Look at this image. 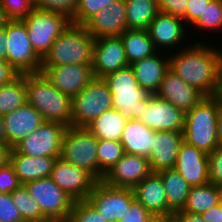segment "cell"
<instances>
[{
    "label": "cell",
    "instance_id": "obj_1",
    "mask_svg": "<svg viewBox=\"0 0 222 222\" xmlns=\"http://www.w3.org/2000/svg\"><path fill=\"white\" fill-rule=\"evenodd\" d=\"M209 46L202 41L169 53V68L185 83L205 97H214L218 90L220 47Z\"/></svg>",
    "mask_w": 222,
    "mask_h": 222
},
{
    "label": "cell",
    "instance_id": "obj_2",
    "mask_svg": "<svg viewBox=\"0 0 222 222\" xmlns=\"http://www.w3.org/2000/svg\"><path fill=\"white\" fill-rule=\"evenodd\" d=\"M27 103L46 122L72 126V98L56 89L42 73L24 74Z\"/></svg>",
    "mask_w": 222,
    "mask_h": 222
},
{
    "label": "cell",
    "instance_id": "obj_3",
    "mask_svg": "<svg viewBox=\"0 0 222 222\" xmlns=\"http://www.w3.org/2000/svg\"><path fill=\"white\" fill-rule=\"evenodd\" d=\"M222 108V100L205 97L192 110L185 112L183 139L207 154L217 147V120Z\"/></svg>",
    "mask_w": 222,
    "mask_h": 222
},
{
    "label": "cell",
    "instance_id": "obj_4",
    "mask_svg": "<svg viewBox=\"0 0 222 222\" xmlns=\"http://www.w3.org/2000/svg\"><path fill=\"white\" fill-rule=\"evenodd\" d=\"M94 38L83 25L70 24L42 59V67L92 65Z\"/></svg>",
    "mask_w": 222,
    "mask_h": 222
},
{
    "label": "cell",
    "instance_id": "obj_5",
    "mask_svg": "<svg viewBox=\"0 0 222 222\" xmlns=\"http://www.w3.org/2000/svg\"><path fill=\"white\" fill-rule=\"evenodd\" d=\"M98 139L87 127H67L61 145L60 158L87 171L98 181Z\"/></svg>",
    "mask_w": 222,
    "mask_h": 222
},
{
    "label": "cell",
    "instance_id": "obj_6",
    "mask_svg": "<svg viewBox=\"0 0 222 222\" xmlns=\"http://www.w3.org/2000/svg\"><path fill=\"white\" fill-rule=\"evenodd\" d=\"M113 108V98L103 78H94L72 98V126L88 127Z\"/></svg>",
    "mask_w": 222,
    "mask_h": 222
},
{
    "label": "cell",
    "instance_id": "obj_7",
    "mask_svg": "<svg viewBox=\"0 0 222 222\" xmlns=\"http://www.w3.org/2000/svg\"><path fill=\"white\" fill-rule=\"evenodd\" d=\"M8 62L18 74L41 73L42 59L34 51L27 27L22 20H8L5 24Z\"/></svg>",
    "mask_w": 222,
    "mask_h": 222
},
{
    "label": "cell",
    "instance_id": "obj_8",
    "mask_svg": "<svg viewBox=\"0 0 222 222\" xmlns=\"http://www.w3.org/2000/svg\"><path fill=\"white\" fill-rule=\"evenodd\" d=\"M22 21L27 27L30 43L41 59L48 53L54 41L71 24V21L61 14L36 8H33Z\"/></svg>",
    "mask_w": 222,
    "mask_h": 222
},
{
    "label": "cell",
    "instance_id": "obj_9",
    "mask_svg": "<svg viewBox=\"0 0 222 222\" xmlns=\"http://www.w3.org/2000/svg\"><path fill=\"white\" fill-rule=\"evenodd\" d=\"M24 185L47 219L68 221L75 201L50 177L29 181Z\"/></svg>",
    "mask_w": 222,
    "mask_h": 222
},
{
    "label": "cell",
    "instance_id": "obj_10",
    "mask_svg": "<svg viewBox=\"0 0 222 222\" xmlns=\"http://www.w3.org/2000/svg\"><path fill=\"white\" fill-rule=\"evenodd\" d=\"M134 199L132 188L115 187L99 180L86 200L109 222L123 218Z\"/></svg>",
    "mask_w": 222,
    "mask_h": 222
},
{
    "label": "cell",
    "instance_id": "obj_11",
    "mask_svg": "<svg viewBox=\"0 0 222 222\" xmlns=\"http://www.w3.org/2000/svg\"><path fill=\"white\" fill-rule=\"evenodd\" d=\"M67 126L57 122H44L14 149L27 156L60 158L61 145Z\"/></svg>",
    "mask_w": 222,
    "mask_h": 222
},
{
    "label": "cell",
    "instance_id": "obj_12",
    "mask_svg": "<svg viewBox=\"0 0 222 222\" xmlns=\"http://www.w3.org/2000/svg\"><path fill=\"white\" fill-rule=\"evenodd\" d=\"M154 131L183 132L185 112L155 94L148 95V106H143L138 119Z\"/></svg>",
    "mask_w": 222,
    "mask_h": 222
},
{
    "label": "cell",
    "instance_id": "obj_13",
    "mask_svg": "<svg viewBox=\"0 0 222 222\" xmlns=\"http://www.w3.org/2000/svg\"><path fill=\"white\" fill-rule=\"evenodd\" d=\"M50 178L74 201L86 200L97 182L87 171L57 158Z\"/></svg>",
    "mask_w": 222,
    "mask_h": 222
},
{
    "label": "cell",
    "instance_id": "obj_14",
    "mask_svg": "<svg viewBox=\"0 0 222 222\" xmlns=\"http://www.w3.org/2000/svg\"><path fill=\"white\" fill-rule=\"evenodd\" d=\"M41 73L56 89L71 98L95 78L92 65L86 64L41 67Z\"/></svg>",
    "mask_w": 222,
    "mask_h": 222
},
{
    "label": "cell",
    "instance_id": "obj_15",
    "mask_svg": "<svg viewBox=\"0 0 222 222\" xmlns=\"http://www.w3.org/2000/svg\"><path fill=\"white\" fill-rule=\"evenodd\" d=\"M129 66L120 36L94 39L92 69L94 77L103 78L109 73Z\"/></svg>",
    "mask_w": 222,
    "mask_h": 222
},
{
    "label": "cell",
    "instance_id": "obj_16",
    "mask_svg": "<svg viewBox=\"0 0 222 222\" xmlns=\"http://www.w3.org/2000/svg\"><path fill=\"white\" fill-rule=\"evenodd\" d=\"M152 173L148 158L124 153L104 175L102 181L115 187L133 188Z\"/></svg>",
    "mask_w": 222,
    "mask_h": 222
},
{
    "label": "cell",
    "instance_id": "obj_17",
    "mask_svg": "<svg viewBox=\"0 0 222 222\" xmlns=\"http://www.w3.org/2000/svg\"><path fill=\"white\" fill-rule=\"evenodd\" d=\"M186 29L189 28H186L182 18L159 12L151 22L148 33L158 51L163 50L167 53L169 50L171 53L172 48H181L184 39H188Z\"/></svg>",
    "mask_w": 222,
    "mask_h": 222
},
{
    "label": "cell",
    "instance_id": "obj_18",
    "mask_svg": "<svg viewBox=\"0 0 222 222\" xmlns=\"http://www.w3.org/2000/svg\"><path fill=\"white\" fill-rule=\"evenodd\" d=\"M3 120L5 144L10 149L46 122L43 116L27 102L10 114L3 116Z\"/></svg>",
    "mask_w": 222,
    "mask_h": 222
},
{
    "label": "cell",
    "instance_id": "obj_19",
    "mask_svg": "<svg viewBox=\"0 0 222 222\" xmlns=\"http://www.w3.org/2000/svg\"><path fill=\"white\" fill-rule=\"evenodd\" d=\"M83 26L94 39L121 36L128 30L125 0L112 2L108 8L94 15Z\"/></svg>",
    "mask_w": 222,
    "mask_h": 222
},
{
    "label": "cell",
    "instance_id": "obj_20",
    "mask_svg": "<svg viewBox=\"0 0 222 222\" xmlns=\"http://www.w3.org/2000/svg\"><path fill=\"white\" fill-rule=\"evenodd\" d=\"M191 186L209 183L208 154L183 141L174 167Z\"/></svg>",
    "mask_w": 222,
    "mask_h": 222
},
{
    "label": "cell",
    "instance_id": "obj_21",
    "mask_svg": "<svg viewBox=\"0 0 222 222\" xmlns=\"http://www.w3.org/2000/svg\"><path fill=\"white\" fill-rule=\"evenodd\" d=\"M134 197L157 219L173 216L158 173H151L133 188Z\"/></svg>",
    "mask_w": 222,
    "mask_h": 222
},
{
    "label": "cell",
    "instance_id": "obj_22",
    "mask_svg": "<svg viewBox=\"0 0 222 222\" xmlns=\"http://www.w3.org/2000/svg\"><path fill=\"white\" fill-rule=\"evenodd\" d=\"M155 95L161 99L167 100L184 112L192 110L205 98L201 92L185 83L170 69L165 73Z\"/></svg>",
    "mask_w": 222,
    "mask_h": 222
},
{
    "label": "cell",
    "instance_id": "obj_23",
    "mask_svg": "<svg viewBox=\"0 0 222 222\" xmlns=\"http://www.w3.org/2000/svg\"><path fill=\"white\" fill-rule=\"evenodd\" d=\"M183 132L155 131V139L148 158L152 173L175 167Z\"/></svg>",
    "mask_w": 222,
    "mask_h": 222
},
{
    "label": "cell",
    "instance_id": "obj_24",
    "mask_svg": "<svg viewBox=\"0 0 222 222\" xmlns=\"http://www.w3.org/2000/svg\"><path fill=\"white\" fill-rule=\"evenodd\" d=\"M162 52V53H161ZM158 51L154 55L136 61L130 65L137 79L138 85L149 94H155L169 68V51L164 55ZM164 56V57H163Z\"/></svg>",
    "mask_w": 222,
    "mask_h": 222
},
{
    "label": "cell",
    "instance_id": "obj_25",
    "mask_svg": "<svg viewBox=\"0 0 222 222\" xmlns=\"http://www.w3.org/2000/svg\"><path fill=\"white\" fill-rule=\"evenodd\" d=\"M55 161L54 157L27 156L18 153L14 148L9 153V163L21 184L50 177Z\"/></svg>",
    "mask_w": 222,
    "mask_h": 222
},
{
    "label": "cell",
    "instance_id": "obj_26",
    "mask_svg": "<svg viewBox=\"0 0 222 222\" xmlns=\"http://www.w3.org/2000/svg\"><path fill=\"white\" fill-rule=\"evenodd\" d=\"M155 131L138 120H127L121 137L124 153L149 158Z\"/></svg>",
    "mask_w": 222,
    "mask_h": 222
},
{
    "label": "cell",
    "instance_id": "obj_27",
    "mask_svg": "<svg viewBox=\"0 0 222 222\" xmlns=\"http://www.w3.org/2000/svg\"><path fill=\"white\" fill-rule=\"evenodd\" d=\"M113 98V108L119 110L126 120H138L143 106H148L149 93L140 86L137 89L109 90Z\"/></svg>",
    "mask_w": 222,
    "mask_h": 222
},
{
    "label": "cell",
    "instance_id": "obj_28",
    "mask_svg": "<svg viewBox=\"0 0 222 222\" xmlns=\"http://www.w3.org/2000/svg\"><path fill=\"white\" fill-rule=\"evenodd\" d=\"M124 50L128 64L150 57L158 52L148 30L128 29L122 33Z\"/></svg>",
    "mask_w": 222,
    "mask_h": 222
},
{
    "label": "cell",
    "instance_id": "obj_29",
    "mask_svg": "<svg viewBox=\"0 0 222 222\" xmlns=\"http://www.w3.org/2000/svg\"><path fill=\"white\" fill-rule=\"evenodd\" d=\"M158 174L164 185L168 207L174 213L181 211L186 204L191 186L175 168L160 171Z\"/></svg>",
    "mask_w": 222,
    "mask_h": 222
},
{
    "label": "cell",
    "instance_id": "obj_30",
    "mask_svg": "<svg viewBox=\"0 0 222 222\" xmlns=\"http://www.w3.org/2000/svg\"><path fill=\"white\" fill-rule=\"evenodd\" d=\"M127 120L117 109H109L96 118L87 128L98 140H121Z\"/></svg>",
    "mask_w": 222,
    "mask_h": 222
},
{
    "label": "cell",
    "instance_id": "obj_31",
    "mask_svg": "<svg viewBox=\"0 0 222 222\" xmlns=\"http://www.w3.org/2000/svg\"><path fill=\"white\" fill-rule=\"evenodd\" d=\"M127 28L148 30L159 13L157 0H125Z\"/></svg>",
    "mask_w": 222,
    "mask_h": 222
},
{
    "label": "cell",
    "instance_id": "obj_32",
    "mask_svg": "<svg viewBox=\"0 0 222 222\" xmlns=\"http://www.w3.org/2000/svg\"><path fill=\"white\" fill-rule=\"evenodd\" d=\"M220 203L219 186L214 184H204L191 187L182 212L192 214H202L209 208Z\"/></svg>",
    "mask_w": 222,
    "mask_h": 222
},
{
    "label": "cell",
    "instance_id": "obj_33",
    "mask_svg": "<svg viewBox=\"0 0 222 222\" xmlns=\"http://www.w3.org/2000/svg\"><path fill=\"white\" fill-rule=\"evenodd\" d=\"M24 74L0 86V116L10 114L27 102Z\"/></svg>",
    "mask_w": 222,
    "mask_h": 222
},
{
    "label": "cell",
    "instance_id": "obj_34",
    "mask_svg": "<svg viewBox=\"0 0 222 222\" xmlns=\"http://www.w3.org/2000/svg\"><path fill=\"white\" fill-rule=\"evenodd\" d=\"M123 154L124 150L121 142L98 140V181L103 179L107 171L122 158Z\"/></svg>",
    "mask_w": 222,
    "mask_h": 222
},
{
    "label": "cell",
    "instance_id": "obj_35",
    "mask_svg": "<svg viewBox=\"0 0 222 222\" xmlns=\"http://www.w3.org/2000/svg\"><path fill=\"white\" fill-rule=\"evenodd\" d=\"M11 197L24 222H37L47 219L43 215L39 204L30 196L24 184H21L13 191Z\"/></svg>",
    "mask_w": 222,
    "mask_h": 222
},
{
    "label": "cell",
    "instance_id": "obj_36",
    "mask_svg": "<svg viewBox=\"0 0 222 222\" xmlns=\"http://www.w3.org/2000/svg\"><path fill=\"white\" fill-rule=\"evenodd\" d=\"M194 29L201 31H216L222 30V0H211L206 6L203 14L191 26ZM222 32V31H221Z\"/></svg>",
    "mask_w": 222,
    "mask_h": 222
},
{
    "label": "cell",
    "instance_id": "obj_37",
    "mask_svg": "<svg viewBox=\"0 0 222 222\" xmlns=\"http://www.w3.org/2000/svg\"><path fill=\"white\" fill-rule=\"evenodd\" d=\"M80 0H33V7L65 16L73 20Z\"/></svg>",
    "mask_w": 222,
    "mask_h": 222
},
{
    "label": "cell",
    "instance_id": "obj_38",
    "mask_svg": "<svg viewBox=\"0 0 222 222\" xmlns=\"http://www.w3.org/2000/svg\"><path fill=\"white\" fill-rule=\"evenodd\" d=\"M109 90L137 89L139 87L132 68L129 66L103 77Z\"/></svg>",
    "mask_w": 222,
    "mask_h": 222
},
{
    "label": "cell",
    "instance_id": "obj_39",
    "mask_svg": "<svg viewBox=\"0 0 222 222\" xmlns=\"http://www.w3.org/2000/svg\"><path fill=\"white\" fill-rule=\"evenodd\" d=\"M114 1L116 0H80L71 24L84 25L90 18L108 8Z\"/></svg>",
    "mask_w": 222,
    "mask_h": 222
},
{
    "label": "cell",
    "instance_id": "obj_40",
    "mask_svg": "<svg viewBox=\"0 0 222 222\" xmlns=\"http://www.w3.org/2000/svg\"><path fill=\"white\" fill-rule=\"evenodd\" d=\"M67 222H107L87 201H75Z\"/></svg>",
    "mask_w": 222,
    "mask_h": 222
},
{
    "label": "cell",
    "instance_id": "obj_41",
    "mask_svg": "<svg viewBox=\"0 0 222 222\" xmlns=\"http://www.w3.org/2000/svg\"><path fill=\"white\" fill-rule=\"evenodd\" d=\"M0 8L8 20H22L33 10V0H0Z\"/></svg>",
    "mask_w": 222,
    "mask_h": 222
},
{
    "label": "cell",
    "instance_id": "obj_42",
    "mask_svg": "<svg viewBox=\"0 0 222 222\" xmlns=\"http://www.w3.org/2000/svg\"><path fill=\"white\" fill-rule=\"evenodd\" d=\"M0 221L24 222L11 193H0Z\"/></svg>",
    "mask_w": 222,
    "mask_h": 222
},
{
    "label": "cell",
    "instance_id": "obj_43",
    "mask_svg": "<svg viewBox=\"0 0 222 222\" xmlns=\"http://www.w3.org/2000/svg\"><path fill=\"white\" fill-rule=\"evenodd\" d=\"M157 220L139 201L134 199L126 215L117 222H157Z\"/></svg>",
    "mask_w": 222,
    "mask_h": 222
},
{
    "label": "cell",
    "instance_id": "obj_44",
    "mask_svg": "<svg viewBox=\"0 0 222 222\" xmlns=\"http://www.w3.org/2000/svg\"><path fill=\"white\" fill-rule=\"evenodd\" d=\"M209 183L222 185V146L208 154Z\"/></svg>",
    "mask_w": 222,
    "mask_h": 222
},
{
    "label": "cell",
    "instance_id": "obj_45",
    "mask_svg": "<svg viewBox=\"0 0 222 222\" xmlns=\"http://www.w3.org/2000/svg\"><path fill=\"white\" fill-rule=\"evenodd\" d=\"M20 185L21 183L9 162L0 167V193H12Z\"/></svg>",
    "mask_w": 222,
    "mask_h": 222
},
{
    "label": "cell",
    "instance_id": "obj_46",
    "mask_svg": "<svg viewBox=\"0 0 222 222\" xmlns=\"http://www.w3.org/2000/svg\"><path fill=\"white\" fill-rule=\"evenodd\" d=\"M189 0H157L159 12L180 17L185 23V13Z\"/></svg>",
    "mask_w": 222,
    "mask_h": 222
},
{
    "label": "cell",
    "instance_id": "obj_47",
    "mask_svg": "<svg viewBox=\"0 0 222 222\" xmlns=\"http://www.w3.org/2000/svg\"><path fill=\"white\" fill-rule=\"evenodd\" d=\"M210 2L211 0H189L185 13V25H188L187 28L199 19Z\"/></svg>",
    "mask_w": 222,
    "mask_h": 222
},
{
    "label": "cell",
    "instance_id": "obj_48",
    "mask_svg": "<svg viewBox=\"0 0 222 222\" xmlns=\"http://www.w3.org/2000/svg\"><path fill=\"white\" fill-rule=\"evenodd\" d=\"M18 75L8 62L0 59V86L10 83Z\"/></svg>",
    "mask_w": 222,
    "mask_h": 222
},
{
    "label": "cell",
    "instance_id": "obj_49",
    "mask_svg": "<svg viewBox=\"0 0 222 222\" xmlns=\"http://www.w3.org/2000/svg\"><path fill=\"white\" fill-rule=\"evenodd\" d=\"M201 215L206 222H222V203L209 208Z\"/></svg>",
    "mask_w": 222,
    "mask_h": 222
},
{
    "label": "cell",
    "instance_id": "obj_50",
    "mask_svg": "<svg viewBox=\"0 0 222 222\" xmlns=\"http://www.w3.org/2000/svg\"><path fill=\"white\" fill-rule=\"evenodd\" d=\"M181 222H206L201 214L178 211L174 214Z\"/></svg>",
    "mask_w": 222,
    "mask_h": 222
},
{
    "label": "cell",
    "instance_id": "obj_51",
    "mask_svg": "<svg viewBox=\"0 0 222 222\" xmlns=\"http://www.w3.org/2000/svg\"><path fill=\"white\" fill-rule=\"evenodd\" d=\"M7 37H6V30L5 26L0 29V59L6 60L7 54Z\"/></svg>",
    "mask_w": 222,
    "mask_h": 222
},
{
    "label": "cell",
    "instance_id": "obj_52",
    "mask_svg": "<svg viewBox=\"0 0 222 222\" xmlns=\"http://www.w3.org/2000/svg\"><path fill=\"white\" fill-rule=\"evenodd\" d=\"M10 150L11 149L6 144L0 143V167L9 162Z\"/></svg>",
    "mask_w": 222,
    "mask_h": 222
},
{
    "label": "cell",
    "instance_id": "obj_53",
    "mask_svg": "<svg viewBox=\"0 0 222 222\" xmlns=\"http://www.w3.org/2000/svg\"><path fill=\"white\" fill-rule=\"evenodd\" d=\"M217 97L222 100V49H220Z\"/></svg>",
    "mask_w": 222,
    "mask_h": 222
},
{
    "label": "cell",
    "instance_id": "obj_54",
    "mask_svg": "<svg viewBox=\"0 0 222 222\" xmlns=\"http://www.w3.org/2000/svg\"><path fill=\"white\" fill-rule=\"evenodd\" d=\"M217 143L218 146H222V108L219 112L218 120H217Z\"/></svg>",
    "mask_w": 222,
    "mask_h": 222
},
{
    "label": "cell",
    "instance_id": "obj_55",
    "mask_svg": "<svg viewBox=\"0 0 222 222\" xmlns=\"http://www.w3.org/2000/svg\"><path fill=\"white\" fill-rule=\"evenodd\" d=\"M0 143L5 144V133H4V120L3 116H0Z\"/></svg>",
    "mask_w": 222,
    "mask_h": 222
},
{
    "label": "cell",
    "instance_id": "obj_56",
    "mask_svg": "<svg viewBox=\"0 0 222 222\" xmlns=\"http://www.w3.org/2000/svg\"><path fill=\"white\" fill-rule=\"evenodd\" d=\"M157 222H181L175 215L158 219Z\"/></svg>",
    "mask_w": 222,
    "mask_h": 222
},
{
    "label": "cell",
    "instance_id": "obj_57",
    "mask_svg": "<svg viewBox=\"0 0 222 222\" xmlns=\"http://www.w3.org/2000/svg\"><path fill=\"white\" fill-rule=\"evenodd\" d=\"M8 21L4 11L0 8V29L3 28Z\"/></svg>",
    "mask_w": 222,
    "mask_h": 222
},
{
    "label": "cell",
    "instance_id": "obj_58",
    "mask_svg": "<svg viewBox=\"0 0 222 222\" xmlns=\"http://www.w3.org/2000/svg\"><path fill=\"white\" fill-rule=\"evenodd\" d=\"M37 222H63V221L56 220V219H45V220L37 221Z\"/></svg>",
    "mask_w": 222,
    "mask_h": 222
},
{
    "label": "cell",
    "instance_id": "obj_59",
    "mask_svg": "<svg viewBox=\"0 0 222 222\" xmlns=\"http://www.w3.org/2000/svg\"><path fill=\"white\" fill-rule=\"evenodd\" d=\"M220 191V202L222 203V185L219 186Z\"/></svg>",
    "mask_w": 222,
    "mask_h": 222
}]
</instances>
